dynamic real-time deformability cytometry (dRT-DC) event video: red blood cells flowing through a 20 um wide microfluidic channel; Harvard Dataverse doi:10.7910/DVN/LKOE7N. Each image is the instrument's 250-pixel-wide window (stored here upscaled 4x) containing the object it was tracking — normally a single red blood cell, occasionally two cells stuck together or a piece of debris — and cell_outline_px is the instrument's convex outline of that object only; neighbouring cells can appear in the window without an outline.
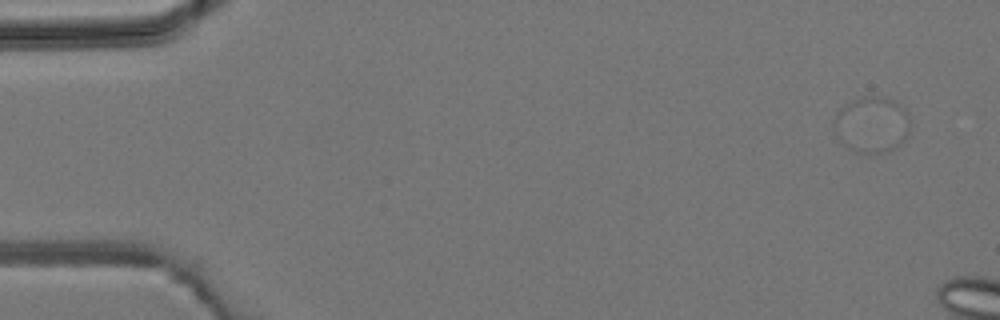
{"species": "common noctule bat (a hibernating species)", "species_latin": "Nyctalus noctula", "temperature_condition": "room temperature", "stored_images_in_passage": 2, "camera_frame_rate_fps": 3000, "um_per_image_px": 0.085, "animal": {"sex": "male", "body_mass_g": 19.2, "forearm_length_mm": 51.8}, "frame": {"image": 1, "passage_image": 1, "time_ms": 0.0, "image_size_px": [1000, 320], "cell_outline_px": [[908, 132], [904, 140], [896, 148], [888, 152], [852, 152], [836, 136], [832, 128], [832, 120], [836, 112], [852, 100], [864, 96], [872, 96], [892, 100], [904, 108], [908, 116]], "centroid_in_image_um": [74.04, 10.61], "position_along_channel_um": 11.0, "area_um2": 24.85}}